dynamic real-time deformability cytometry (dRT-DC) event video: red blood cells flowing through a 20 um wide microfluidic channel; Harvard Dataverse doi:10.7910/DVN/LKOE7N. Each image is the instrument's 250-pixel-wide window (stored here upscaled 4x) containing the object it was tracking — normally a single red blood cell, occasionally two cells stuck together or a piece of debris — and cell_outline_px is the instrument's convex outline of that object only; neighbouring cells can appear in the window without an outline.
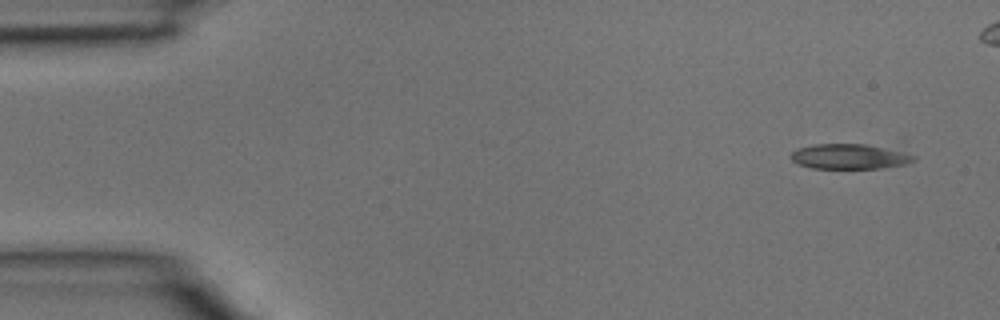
{"species": "common noctule bat (a hibernating species)", "species_latin": "Nyctalus noctula", "temperature_condition": "room temperature", "stored_images_in_passage": 2, "camera_frame_rate_fps": 3000, "um_per_image_px": 0.085, "animal": {"sex": "male", "body_mass_g": 15.6}, "frame": {"image": 1, "passage_image": 1, "time_ms": 0.0, "image_size_px": [1000, 320], "cell_outline_px": [[916, 160], [904, 164], [880, 168], [812, 168], [796, 164], [788, 156], [792, 152], [800, 148], [816, 144], [864, 144], [900, 152], [916, 156]], "centroid_in_image_um": [72.13, 13.31], "position_along_channel_um": 12.9, "area_um2": 17.57}}